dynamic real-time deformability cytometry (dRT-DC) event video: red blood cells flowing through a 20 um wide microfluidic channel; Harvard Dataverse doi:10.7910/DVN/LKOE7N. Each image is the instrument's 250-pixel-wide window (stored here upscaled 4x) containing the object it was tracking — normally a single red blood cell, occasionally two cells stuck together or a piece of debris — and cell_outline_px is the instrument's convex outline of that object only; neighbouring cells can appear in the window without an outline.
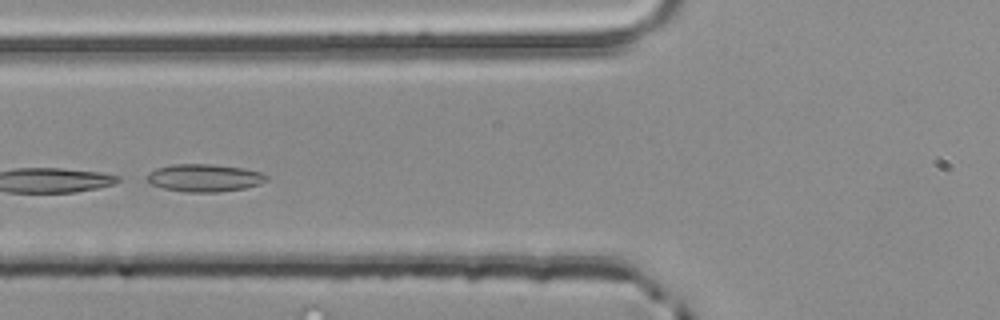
{"species": "common noctule bat (a hibernating species)", "species_latin": "Nyctalus noctula", "temperature_condition": "room temperature", "stored_images_in_passage": 3, "camera_frame_rate_fps": 3000, "um_per_image_px": 0.085, "animal": {"sex": "male", "body_mass_g": 20.4}, "frame": {"image": 1, "passage_image": 3, "time_ms": 0.667, "image_size_px": [1000, 320], "cell_outline_px": [[268, 180], [260, 184], [244, 188], [216, 192], [184, 192], [164, 188], [152, 184], [148, 180], [148, 172], [156, 168], [172, 164], [212, 164], [244, 168], [264, 172], [268, 176]], "centroid_in_image_um": [17.42, 15.11], "position_along_channel_um": 108.4, "area_um2": 19.31}}